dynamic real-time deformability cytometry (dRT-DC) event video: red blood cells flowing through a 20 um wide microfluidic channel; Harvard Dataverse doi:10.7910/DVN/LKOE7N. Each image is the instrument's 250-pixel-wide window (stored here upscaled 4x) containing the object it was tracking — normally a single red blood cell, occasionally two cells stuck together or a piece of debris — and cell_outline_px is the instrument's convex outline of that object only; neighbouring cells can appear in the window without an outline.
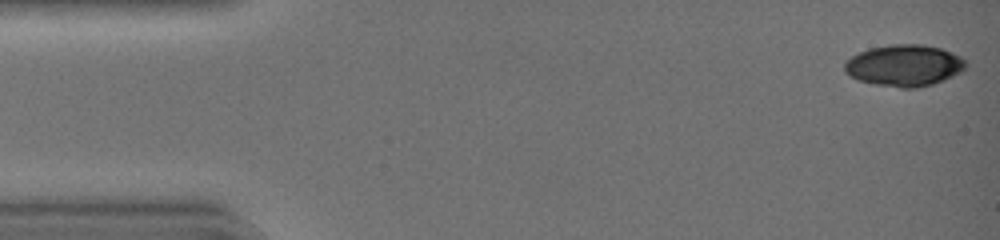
{"species": "common noctule bat (a hibernating species)", "species_latin": "Nyctalus noctula", "temperature_condition": "warm", "stored_images_in_passage": 43, "camera_frame_rate_fps": 3000, "um_per_image_px": 0.085, "animal": {"sex": "female", "body_mass_g": 19.0, "forearm_length_mm": 51.5}, "frame": {"image": 1, "passage_image": 1, "time_ms": 0.0, "image_size_px": [1000, 240], "cell_outline_px": [[968, 64], [960, 72], [944, 80], [932, 84], [916, 88], [900, 88], [876, 84], [856, 80], [848, 76], [844, 72], [844, 64], [852, 56], [868, 48], [888, 44], [924, 44], [940, 48], [952, 52], [960, 56]], "centroid_in_image_um": [76.84, 5.56], "position_along_channel_um": 8.2, "area_um2": 29.54}}
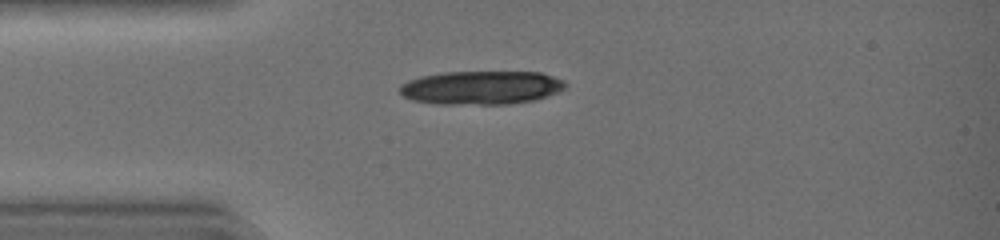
{"frame": {"image": 2, "passage_image": 11, "time_ms": 3.333, "image_size_px": [1000, 240], "cell_outline_px": [[568, 84], [560, 92], [536, 100], [508, 104], [436, 104], [412, 100], [404, 96], [400, 92], [400, 84], [408, 80], [420, 76], [444, 72], [540, 72], [564, 80]], "centroid_in_image_um": [40.93, 7.45], "position_along_channel_um": 44.1, "area_um2": 32.71}}